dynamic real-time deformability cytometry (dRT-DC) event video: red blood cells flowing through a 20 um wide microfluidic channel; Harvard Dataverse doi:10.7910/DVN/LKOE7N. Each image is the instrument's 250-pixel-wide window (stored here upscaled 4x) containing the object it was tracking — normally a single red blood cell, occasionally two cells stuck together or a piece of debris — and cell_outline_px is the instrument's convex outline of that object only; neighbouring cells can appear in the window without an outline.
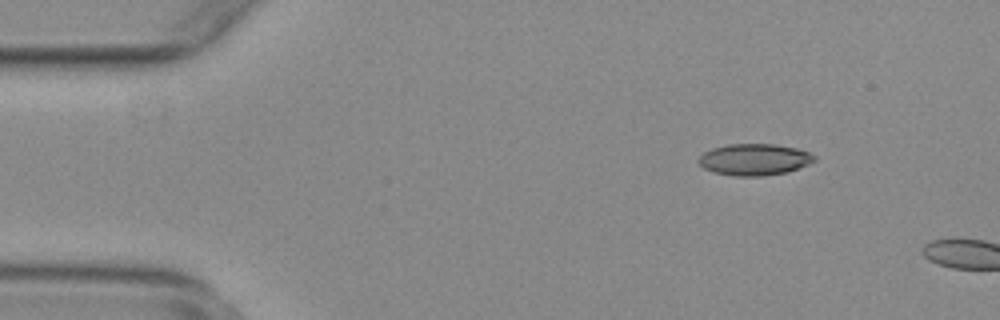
{"species": "common noctule bat (a hibernating species)", "species_latin": "Nyctalus noctula", "temperature_condition": "warm", "stored_images_in_passage": 6, "camera_frame_rate_fps": 3000, "um_per_image_px": 0.085, "animal": {"sex": "female", "body_mass_g": 29.2, "forearm_length_mm": 56.3}, "frame": {"image": 1, "passage_image": 3, "time_ms": 0.667, "image_size_px": [1000, 320], "cell_outline_px": [[816, 160], [808, 164], [788, 172], [764, 176], [736, 176], [712, 172], [704, 168], [696, 160], [704, 152], [712, 148], [728, 144], [776, 144], [796, 148], [808, 152], [816, 156]], "centroid_in_image_um": [64.11, 13.56], "position_along_channel_um": 20.9, "area_um2": 21.39}}